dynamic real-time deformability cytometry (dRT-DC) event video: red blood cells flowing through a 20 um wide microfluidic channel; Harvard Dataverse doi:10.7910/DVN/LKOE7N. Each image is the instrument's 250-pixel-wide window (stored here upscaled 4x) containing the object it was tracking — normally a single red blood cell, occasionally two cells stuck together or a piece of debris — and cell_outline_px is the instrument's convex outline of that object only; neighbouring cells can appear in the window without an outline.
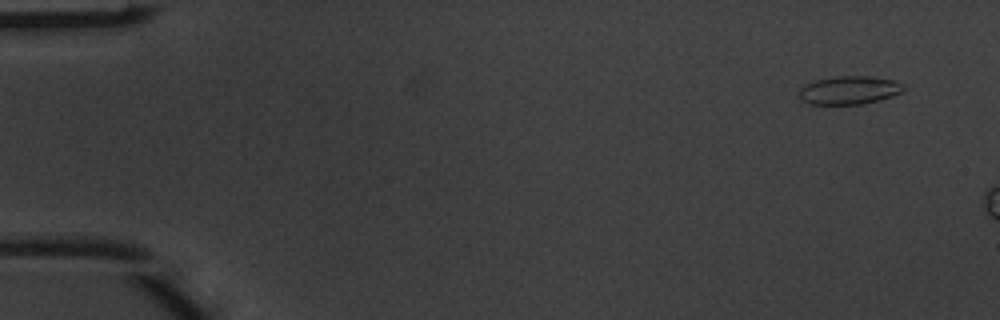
{"species": "common noctule bat (a hibernating species)", "species_latin": "Nyctalus noctula", "temperature_condition": "warm", "stored_images_in_passage": 3, "camera_frame_rate_fps": 3000, "um_per_image_px": 0.085, "animal": {"sex": "male", "body_mass_g": 20.1, "forearm_length_mm": 53.5}, "frame": {"image": 1, "passage_image": 1, "time_ms": 0.0, "image_size_px": [1000, 320], "cell_outline_px": [[908, 84], [900, 92], [892, 96], [880, 100], [864, 104], [808, 104], [800, 100], [800, 88], [804, 84], [816, 80], [836, 76], [868, 76], [896, 80]], "centroid_in_image_um": [72.21, 7.66], "position_along_channel_um": 12.8, "area_um2": 17.46}}